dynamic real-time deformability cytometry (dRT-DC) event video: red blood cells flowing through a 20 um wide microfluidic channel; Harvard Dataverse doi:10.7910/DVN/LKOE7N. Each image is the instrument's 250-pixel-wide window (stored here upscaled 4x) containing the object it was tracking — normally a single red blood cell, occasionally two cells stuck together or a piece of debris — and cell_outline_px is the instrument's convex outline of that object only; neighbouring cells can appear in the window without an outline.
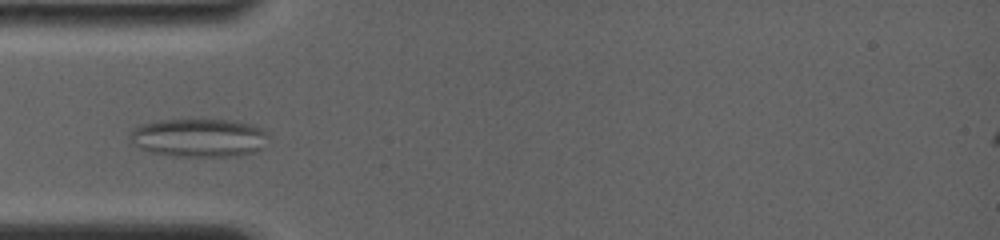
{"species": "common noctule bat (a hibernating species)", "species_latin": "Nyctalus noctula", "temperature_condition": "room temperature", "stored_images_in_passage": 62, "camera_frame_rate_fps": 4000, "um_per_image_px": 0.085, "animal": {"sex": "female", "body_mass_g": 19.0, "forearm_length_mm": 56.7}, "frame": {"image": 1, "passage_image": 1, "time_ms": 0.0, "image_size_px": [1000, 240], "cell_outline_px": [[268, 132], [260, 148], [252, 152], [232, 156], [172, 156], [148, 152], [132, 144], [128, 140], [128, 136], [136, 128], [144, 124], [160, 120], [224, 120], [252, 124]], "centroid_in_image_um": [16.84, 11.72], "position_along_channel_um": 68.2, "area_um2": 30.58}}
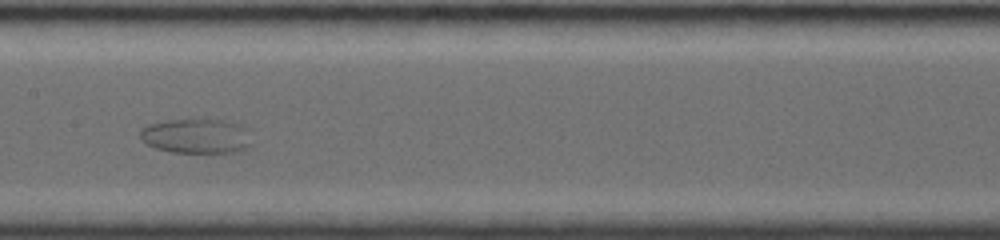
{"frame": {"image": 2, "passage_image": 25, "time_ms": 3.5, "image_size_px": [1000, 240], "cell_outline_px": [[252, 144], [240, 152], [172, 152], [156, 148], [148, 144], [140, 136], [140, 132], [148, 124], [176, 120], [216, 120], [232, 124]], "centroid_in_image_um": [16.57, 11.61], "position_along_channel_um": 190.8, "area_um2": 21.15}}
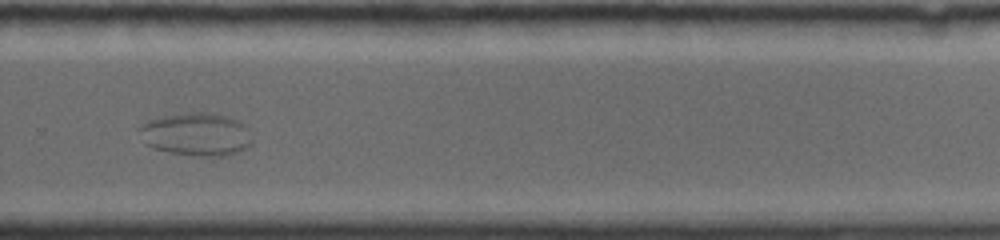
{"frame": {"image": 3, "passage_image": 53, "time_ms": 7.0, "image_size_px": [1000, 240], "cell_outline_px": [[252, 144], [248, 148], [232, 156], [204, 156], [168, 152], [152, 148], [144, 144], [140, 128], [144, 124], [152, 120], [164, 116], [200, 112], [220, 116], [232, 120], [240, 124], [252, 140]], "centroid_in_image_um": [16.67, 11.48], "position_along_channel_um": 313.1, "area_um2": 27.34}}